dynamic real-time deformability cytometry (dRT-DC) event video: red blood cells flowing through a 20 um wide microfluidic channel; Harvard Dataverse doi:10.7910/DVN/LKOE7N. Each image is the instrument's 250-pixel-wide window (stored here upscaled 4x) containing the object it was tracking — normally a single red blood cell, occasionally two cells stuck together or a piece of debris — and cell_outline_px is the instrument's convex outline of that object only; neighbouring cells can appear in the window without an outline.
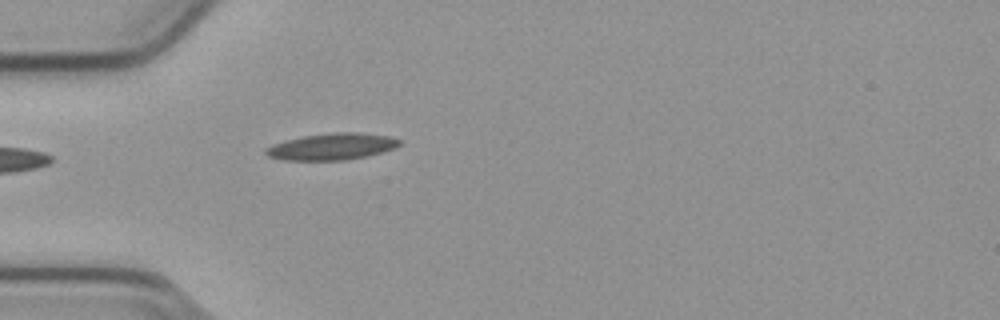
{"species": "common noctule bat (a hibernating species)", "species_latin": "Nyctalus noctula", "temperature_condition": "cold", "stored_images_in_passage": 14, "camera_frame_rate_fps": 3000, "um_per_image_px": 0.085, "animal": {"sex": "male", "body_mass_g": 23.1, "forearm_length_mm": 52.7}, "frame": {"image": 1, "passage_image": 1, "time_ms": 0.0, "image_size_px": [1000, 320], "cell_outline_px": [[400, 144], [392, 148], [380, 152], [364, 156], [344, 160], [284, 160], [268, 156], [264, 152], [264, 148], [272, 144], [284, 140], [304, 136], [332, 132], [360, 132], [388, 136], [400, 140]], "centroid_in_image_um": [28.13, 12.45], "position_along_channel_um": 56.9, "area_um2": 20.58}}
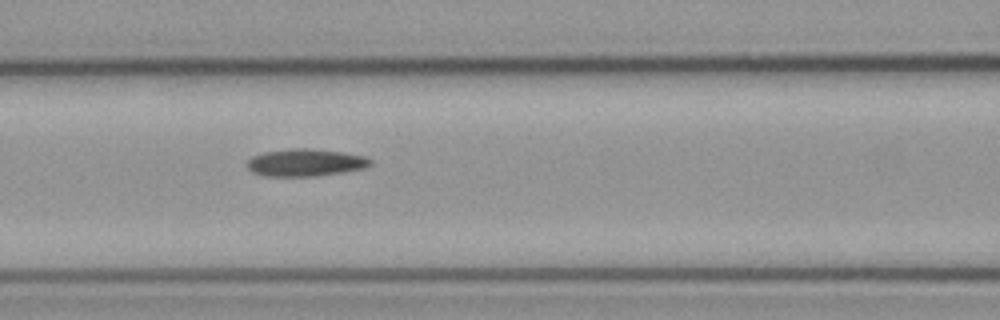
{"frame": {"image": 2, "passage_image": 8, "time_ms": 2.333, "image_size_px": [1000, 320], "cell_outline_px": [[372, 164], [364, 168], [344, 172], [316, 176], [264, 176], [252, 172], [248, 168], [248, 160], [252, 156], [264, 152], [292, 148], [308, 148], [340, 152], [364, 156], [372, 160]], "centroid_in_image_um": [25.96, 13.82], "position_along_channel_um": 140.6, "area_um2": 19.59}}
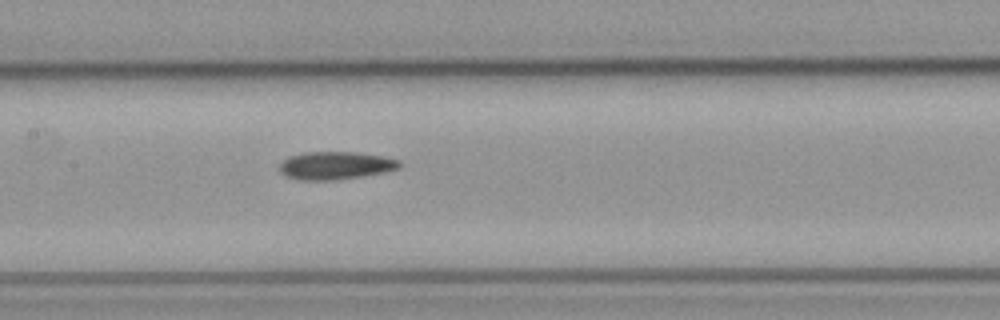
{"frame": {"image": 3, "passage_image": 11, "time_ms": 3.333, "image_size_px": [1000, 320], "cell_outline_px": [[400, 168], [384, 172], [336, 180], [296, 180], [280, 172], [280, 164], [288, 156], [304, 152], [356, 152], [384, 156], [400, 160]], "centroid_in_image_um": [28.52, 14.06], "position_along_channel_um": 178.9, "area_um2": 19.48}}